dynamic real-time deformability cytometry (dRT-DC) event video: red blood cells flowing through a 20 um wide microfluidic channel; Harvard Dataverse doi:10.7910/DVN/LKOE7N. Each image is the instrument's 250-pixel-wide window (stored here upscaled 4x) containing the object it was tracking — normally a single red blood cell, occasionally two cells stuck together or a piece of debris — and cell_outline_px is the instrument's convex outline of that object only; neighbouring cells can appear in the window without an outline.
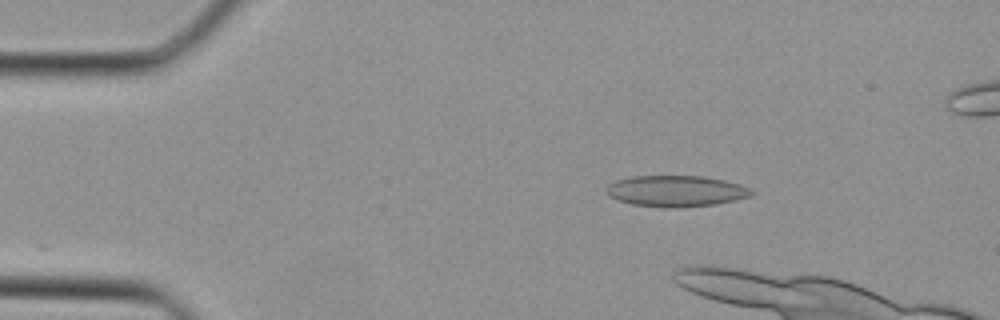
{"species": "Egyptian fruit bat (a non-hibernating species)", "species_latin": "Rousettus aegyptiacus", "temperature_condition": "cold", "stored_images_in_passage": 6, "camera_frame_rate_fps": 3000, "um_per_image_px": 0.085, "animal": {"sex": "female"}, "frame": {"image": 1, "passage_image": 1, "time_ms": 0.0, "image_size_px": [1000, 320], "cell_outline_px": [[756, 192], [752, 196], [736, 200], [716, 204], [680, 208], [664, 208], [632, 204], [620, 200], [612, 196], [608, 192], [608, 184], [616, 180], [632, 176], [704, 176], [724, 180], [740, 184], [752, 188]], "centroid_in_image_um": [57.56, 16.24], "position_along_channel_um": 27.4, "area_um2": 26.47}}